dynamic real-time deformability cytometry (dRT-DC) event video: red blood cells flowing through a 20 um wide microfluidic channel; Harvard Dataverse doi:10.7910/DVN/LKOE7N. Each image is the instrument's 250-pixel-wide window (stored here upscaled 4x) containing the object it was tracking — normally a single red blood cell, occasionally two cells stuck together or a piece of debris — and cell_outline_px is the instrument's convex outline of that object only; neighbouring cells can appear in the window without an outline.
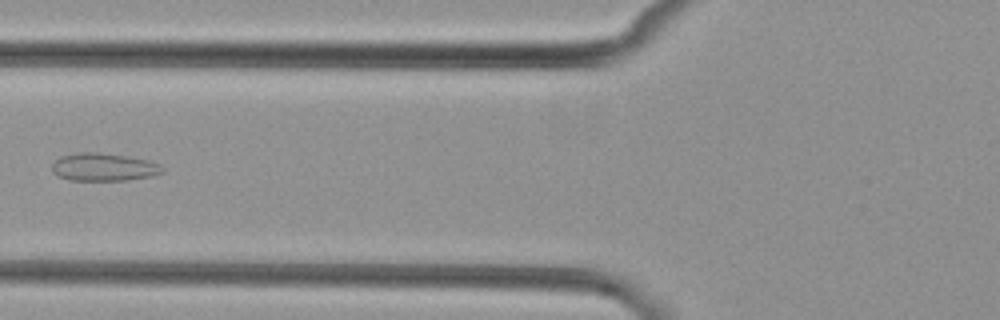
{"species": "common noctule bat (a hibernating species)", "species_latin": "Nyctalus noctula", "temperature_condition": "cold", "stored_images_in_passage": 3, "camera_frame_rate_fps": 3000, "um_per_image_px": 0.085, "animal": {"sex": "female", "body_mass_g": 29.2, "forearm_length_mm": 56.3}, "frame": {"image": 1, "passage_image": 3, "time_ms": 2.333, "image_size_px": [1000, 320], "cell_outline_px": [[164, 172], [152, 176], [128, 180], [68, 180], [52, 172], [52, 164], [60, 156], [76, 152], [96, 152], [124, 156], [148, 160], [160, 164], [164, 168]], "centroid_in_image_um": [8.82, 14.2], "position_along_channel_um": 117.0, "area_um2": 17.92}}